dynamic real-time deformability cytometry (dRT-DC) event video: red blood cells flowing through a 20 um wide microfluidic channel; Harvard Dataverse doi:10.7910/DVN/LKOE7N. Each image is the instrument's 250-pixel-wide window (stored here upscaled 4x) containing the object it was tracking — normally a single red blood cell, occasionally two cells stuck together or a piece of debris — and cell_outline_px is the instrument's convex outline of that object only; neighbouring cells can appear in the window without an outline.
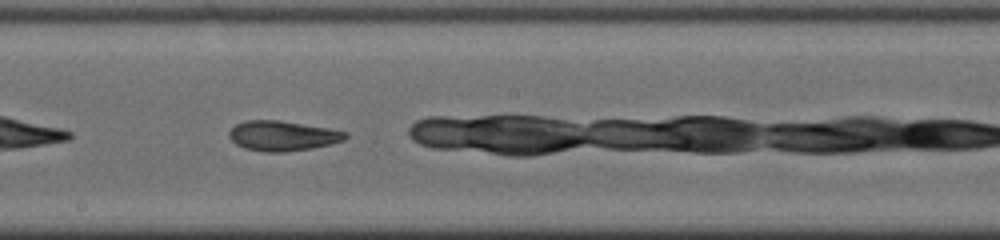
{"species": "common noctule bat (a hibernating species)", "species_latin": "Nyctalus noctula", "temperature_condition": "cold", "stored_images_in_passage": 31, "camera_frame_rate_fps": 3000, "um_per_image_px": 0.085, "animal": {"sex": "male", "body_mass_g": 19.0, "forearm_length_mm": 50.8}, "frame": {"image": 1, "passage_image": 14, "time_ms": 4.333, "image_size_px": [1000, 240], "cell_outline_px": [[348, 136], [344, 140], [332, 144], [312, 148], [284, 152], [264, 152], [244, 148], [236, 144], [228, 136], [228, 132], [236, 124], [248, 120], [280, 120], [328, 128], [348, 132]], "centroid_in_image_um": [24.03, 11.55], "position_along_channel_um": 224.2, "area_um2": 20.4}, "authors_computed_cell_mechanics": {"area_um2": 20.4034, "velocity_mm_per_s": 3.9027, "shape_relaxation_time_tau1_ms": 2.3515, "shape_relaxation_time_tau2_ms": 1.9029, "deformation_change_tau1": 0.1086, "deformation_change_tau2": 0.0822}}